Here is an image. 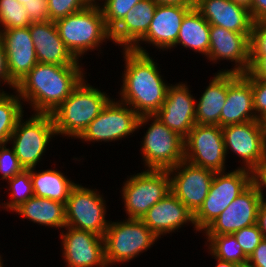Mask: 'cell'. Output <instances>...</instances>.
<instances>
[{"label":"cell","mask_w":266,"mask_h":267,"mask_svg":"<svg viewBox=\"0 0 266 267\" xmlns=\"http://www.w3.org/2000/svg\"><path fill=\"white\" fill-rule=\"evenodd\" d=\"M81 65L37 63L16 86L35 113L52 114L85 78Z\"/></svg>","instance_id":"1"},{"label":"cell","mask_w":266,"mask_h":267,"mask_svg":"<svg viewBox=\"0 0 266 267\" xmlns=\"http://www.w3.org/2000/svg\"><path fill=\"white\" fill-rule=\"evenodd\" d=\"M125 70L120 91L121 102L139 116L154 115L164 103L169 86L149 53L123 49Z\"/></svg>","instance_id":"2"},{"label":"cell","mask_w":266,"mask_h":267,"mask_svg":"<svg viewBox=\"0 0 266 267\" xmlns=\"http://www.w3.org/2000/svg\"><path fill=\"white\" fill-rule=\"evenodd\" d=\"M110 99L106 92H101L83 79L51 114L57 136L79 138Z\"/></svg>","instance_id":"3"},{"label":"cell","mask_w":266,"mask_h":267,"mask_svg":"<svg viewBox=\"0 0 266 267\" xmlns=\"http://www.w3.org/2000/svg\"><path fill=\"white\" fill-rule=\"evenodd\" d=\"M55 24L63 43L78 61L88 50H96L106 39H111L98 2L56 20Z\"/></svg>","instance_id":"4"},{"label":"cell","mask_w":266,"mask_h":267,"mask_svg":"<svg viewBox=\"0 0 266 267\" xmlns=\"http://www.w3.org/2000/svg\"><path fill=\"white\" fill-rule=\"evenodd\" d=\"M153 120L142 140L141 154L148 169L168 170L184 160V138L154 115H142L137 129Z\"/></svg>","instance_id":"5"},{"label":"cell","mask_w":266,"mask_h":267,"mask_svg":"<svg viewBox=\"0 0 266 267\" xmlns=\"http://www.w3.org/2000/svg\"><path fill=\"white\" fill-rule=\"evenodd\" d=\"M105 261L107 266L129 262L147 251L159 238L141 219L109 222L104 235Z\"/></svg>","instance_id":"6"},{"label":"cell","mask_w":266,"mask_h":267,"mask_svg":"<svg viewBox=\"0 0 266 267\" xmlns=\"http://www.w3.org/2000/svg\"><path fill=\"white\" fill-rule=\"evenodd\" d=\"M215 172L203 205L194 214V227L204 231L224 209L252 183V171L237 167L233 171Z\"/></svg>","instance_id":"7"},{"label":"cell","mask_w":266,"mask_h":267,"mask_svg":"<svg viewBox=\"0 0 266 267\" xmlns=\"http://www.w3.org/2000/svg\"><path fill=\"white\" fill-rule=\"evenodd\" d=\"M22 120L23 116L18 120L9 143H13L20 165L28 170L36 167L45 155L49 141L57 134L51 114L34 113L28 120Z\"/></svg>","instance_id":"8"},{"label":"cell","mask_w":266,"mask_h":267,"mask_svg":"<svg viewBox=\"0 0 266 267\" xmlns=\"http://www.w3.org/2000/svg\"><path fill=\"white\" fill-rule=\"evenodd\" d=\"M171 192L168 170L147 169L124 182L122 197L128 219H141L157 202Z\"/></svg>","instance_id":"9"},{"label":"cell","mask_w":266,"mask_h":267,"mask_svg":"<svg viewBox=\"0 0 266 267\" xmlns=\"http://www.w3.org/2000/svg\"><path fill=\"white\" fill-rule=\"evenodd\" d=\"M106 201L97 189L76 184L65 204L66 226L104 237L109 222L105 219Z\"/></svg>","instance_id":"10"},{"label":"cell","mask_w":266,"mask_h":267,"mask_svg":"<svg viewBox=\"0 0 266 267\" xmlns=\"http://www.w3.org/2000/svg\"><path fill=\"white\" fill-rule=\"evenodd\" d=\"M226 151L222 128L195 124L184 138V160L215 172L225 171Z\"/></svg>","instance_id":"11"},{"label":"cell","mask_w":266,"mask_h":267,"mask_svg":"<svg viewBox=\"0 0 266 267\" xmlns=\"http://www.w3.org/2000/svg\"><path fill=\"white\" fill-rule=\"evenodd\" d=\"M139 118L140 116L129 105L110 99L79 139L86 142L120 140L137 130Z\"/></svg>","instance_id":"12"},{"label":"cell","mask_w":266,"mask_h":267,"mask_svg":"<svg viewBox=\"0 0 266 267\" xmlns=\"http://www.w3.org/2000/svg\"><path fill=\"white\" fill-rule=\"evenodd\" d=\"M168 172L171 179V192L195 214L208 195L215 171L183 160L168 169Z\"/></svg>","instance_id":"13"},{"label":"cell","mask_w":266,"mask_h":267,"mask_svg":"<svg viewBox=\"0 0 266 267\" xmlns=\"http://www.w3.org/2000/svg\"><path fill=\"white\" fill-rule=\"evenodd\" d=\"M225 151L231 149L243 161L241 168L252 171L266 157V139L258 120L222 127Z\"/></svg>","instance_id":"14"},{"label":"cell","mask_w":266,"mask_h":267,"mask_svg":"<svg viewBox=\"0 0 266 267\" xmlns=\"http://www.w3.org/2000/svg\"><path fill=\"white\" fill-rule=\"evenodd\" d=\"M262 201L256 186L251 183L204 230L205 235L233 234L244 227L256 224Z\"/></svg>","instance_id":"15"},{"label":"cell","mask_w":266,"mask_h":267,"mask_svg":"<svg viewBox=\"0 0 266 267\" xmlns=\"http://www.w3.org/2000/svg\"><path fill=\"white\" fill-rule=\"evenodd\" d=\"M61 232L63 257L68 267H108L104 238L86 230L65 226Z\"/></svg>","instance_id":"16"},{"label":"cell","mask_w":266,"mask_h":267,"mask_svg":"<svg viewBox=\"0 0 266 267\" xmlns=\"http://www.w3.org/2000/svg\"><path fill=\"white\" fill-rule=\"evenodd\" d=\"M251 33H237L220 26L210 25L208 60L235 62L234 68L223 70L237 74L247 73L250 65Z\"/></svg>","instance_id":"17"},{"label":"cell","mask_w":266,"mask_h":267,"mask_svg":"<svg viewBox=\"0 0 266 267\" xmlns=\"http://www.w3.org/2000/svg\"><path fill=\"white\" fill-rule=\"evenodd\" d=\"M196 100L188 86L179 82L169 85L162 107L154 116L169 129L185 138L196 124Z\"/></svg>","instance_id":"18"},{"label":"cell","mask_w":266,"mask_h":267,"mask_svg":"<svg viewBox=\"0 0 266 267\" xmlns=\"http://www.w3.org/2000/svg\"><path fill=\"white\" fill-rule=\"evenodd\" d=\"M193 7L158 4L147 34L132 50L148 54L140 45L141 42L152 44L162 50L171 49L176 44L183 18Z\"/></svg>","instance_id":"19"},{"label":"cell","mask_w":266,"mask_h":267,"mask_svg":"<svg viewBox=\"0 0 266 267\" xmlns=\"http://www.w3.org/2000/svg\"><path fill=\"white\" fill-rule=\"evenodd\" d=\"M257 120L253 106L251 78L227 72V98L220 114V127Z\"/></svg>","instance_id":"20"},{"label":"cell","mask_w":266,"mask_h":267,"mask_svg":"<svg viewBox=\"0 0 266 267\" xmlns=\"http://www.w3.org/2000/svg\"><path fill=\"white\" fill-rule=\"evenodd\" d=\"M0 40L5 47L9 75L18 84L38 63L30 29L1 30Z\"/></svg>","instance_id":"21"},{"label":"cell","mask_w":266,"mask_h":267,"mask_svg":"<svg viewBox=\"0 0 266 267\" xmlns=\"http://www.w3.org/2000/svg\"><path fill=\"white\" fill-rule=\"evenodd\" d=\"M195 9L214 26L237 33H251L253 19L249 9L232 0H196Z\"/></svg>","instance_id":"22"},{"label":"cell","mask_w":266,"mask_h":267,"mask_svg":"<svg viewBox=\"0 0 266 267\" xmlns=\"http://www.w3.org/2000/svg\"><path fill=\"white\" fill-rule=\"evenodd\" d=\"M141 220L158 238H161V235L175 232L188 222L194 225V214L170 192L155 203Z\"/></svg>","instance_id":"23"},{"label":"cell","mask_w":266,"mask_h":267,"mask_svg":"<svg viewBox=\"0 0 266 267\" xmlns=\"http://www.w3.org/2000/svg\"><path fill=\"white\" fill-rule=\"evenodd\" d=\"M29 29L39 63L79 65L78 60L60 38L54 21L32 23Z\"/></svg>","instance_id":"24"},{"label":"cell","mask_w":266,"mask_h":267,"mask_svg":"<svg viewBox=\"0 0 266 267\" xmlns=\"http://www.w3.org/2000/svg\"><path fill=\"white\" fill-rule=\"evenodd\" d=\"M157 5L154 0L139 1L110 31V40L123 49H132L147 34Z\"/></svg>","instance_id":"25"},{"label":"cell","mask_w":266,"mask_h":267,"mask_svg":"<svg viewBox=\"0 0 266 267\" xmlns=\"http://www.w3.org/2000/svg\"><path fill=\"white\" fill-rule=\"evenodd\" d=\"M196 101L195 121L198 125L220 126V114L227 98V72L219 70Z\"/></svg>","instance_id":"26"},{"label":"cell","mask_w":266,"mask_h":267,"mask_svg":"<svg viewBox=\"0 0 266 267\" xmlns=\"http://www.w3.org/2000/svg\"><path fill=\"white\" fill-rule=\"evenodd\" d=\"M14 212L39 225L58 229L66 226L65 204L59 201L33 196Z\"/></svg>","instance_id":"27"},{"label":"cell","mask_w":266,"mask_h":267,"mask_svg":"<svg viewBox=\"0 0 266 267\" xmlns=\"http://www.w3.org/2000/svg\"><path fill=\"white\" fill-rule=\"evenodd\" d=\"M209 34L210 24L193 7L183 18L176 44L172 48L180 44L194 52L203 53L207 57L210 44Z\"/></svg>","instance_id":"28"},{"label":"cell","mask_w":266,"mask_h":267,"mask_svg":"<svg viewBox=\"0 0 266 267\" xmlns=\"http://www.w3.org/2000/svg\"><path fill=\"white\" fill-rule=\"evenodd\" d=\"M35 169H28L30 171L34 196L66 204L71 190L77 183L67 179L60 171L47 169L36 172L34 171Z\"/></svg>","instance_id":"29"},{"label":"cell","mask_w":266,"mask_h":267,"mask_svg":"<svg viewBox=\"0 0 266 267\" xmlns=\"http://www.w3.org/2000/svg\"><path fill=\"white\" fill-rule=\"evenodd\" d=\"M15 93L10 95L0 90V145L9 143L18 120L24 115L21 98Z\"/></svg>","instance_id":"30"},{"label":"cell","mask_w":266,"mask_h":267,"mask_svg":"<svg viewBox=\"0 0 266 267\" xmlns=\"http://www.w3.org/2000/svg\"><path fill=\"white\" fill-rule=\"evenodd\" d=\"M206 238L212 257L239 265L247 264L248 257L244 254L241 245L233 234L206 235Z\"/></svg>","instance_id":"31"},{"label":"cell","mask_w":266,"mask_h":267,"mask_svg":"<svg viewBox=\"0 0 266 267\" xmlns=\"http://www.w3.org/2000/svg\"><path fill=\"white\" fill-rule=\"evenodd\" d=\"M10 201L4 202L1 205L6 210L12 212L21 204L25 203L28 199L34 196L33 185L29 170H23L20 174L15 175L9 179Z\"/></svg>","instance_id":"32"},{"label":"cell","mask_w":266,"mask_h":267,"mask_svg":"<svg viewBox=\"0 0 266 267\" xmlns=\"http://www.w3.org/2000/svg\"><path fill=\"white\" fill-rule=\"evenodd\" d=\"M1 30L25 28L32 24L25 7L17 0H0Z\"/></svg>","instance_id":"33"},{"label":"cell","mask_w":266,"mask_h":267,"mask_svg":"<svg viewBox=\"0 0 266 267\" xmlns=\"http://www.w3.org/2000/svg\"><path fill=\"white\" fill-rule=\"evenodd\" d=\"M139 1L141 0H105L103 5L99 4L106 27L111 31Z\"/></svg>","instance_id":"34"},{"label":"cell","mask_w":266,"mask_h":267,"mask_svg":"<svg viewBox=\"0 0 266 267\" xmlns=\"http://www.w3.org/2000/svg\"><path fill=\"white\" fill-rule=\"evenodd\" d=\"M92 3L93 0H48L49 18L55 22L85 9Z\"/></svg>","instance_id":"35"},{"label":"cell","mask_w":266,"mask_h":267,"mask_svg":"<svg viewBox=\"0 0 266 267\" xmlns=\"http://www.w3.org/2000/svg\"><path fill=\"white\" fill-rule=\"evenodd\" d=\"M233 235L247 257L254 252L255 248L263 240V234L257 224L244 227L233 233Z\"/></svg>","instance_id":"36"},{"label":"cell","mask_w":266,"mask_h":267,"mask_svg":"<svg viewBox=\"0 0 266 267\" xmlns=\"http://www.w3.org/2000/svg\"><path fill=\"white\" fill-rule=\"evenodd\" d=\"M7 144L0 145V172L1 179L7 181L15 175L20 174L24 168L20 165L14 149L6 148Z\"/></svg>","instance_id":"37"},{"label":"cell","mask_w":266,"mask_h":267,"mask_svg":"<svg viewBox=\"0 0 266 267\" xmlns=\"http://www.w3.org/2000/svg\"><path fill=\"white\" fill-rule=\"evenodd\" d=\"M250 56H266V21L253 23L250 36Z\"/></svg>","instance_id":"38"},{"label":"cell","mask_w":266,"mask_h":267,"mask_svg":"<svg viewBox=\"0 0 266 267\" xmlns=\"http://www.w3.org/2000/svg\"><path fill=\"white\" fill-rule=\"evenodd\" d=\"M28 12L32 23L49 21L48 0H28L22 4Z\"/></svg>","instance_id":"39"},{"label":"cell","mask_w":266,"mask_h":267,"mask_svg":"<svg viewBox=\"0 0 266 267\" xmlns=\"http://www.w3.org/2000/svg\"><path fill=\"white\" fill-rule=\"evenodd\" d=\"M253 106L258 118L266 112V79H251Z\"/></svg>","instance_id":"40"},{"label":"cell","mask_w":266,"mask_h":267,"mask_svg":"<svg viewBox=\"0 0 266 267\" xmlns=\"http://www.w3.org/2000/svg\"><path fill=\"white\" fill-rule=\"evenodd\" d=\"M251 79H266V56H250L249 70Z\"/></svg>","instance_id":"41"},{"label":"cell","mask_w":266,"mask_h":267,"mask_svg":"<svg viewBox=\"0 0 266 267\" xmlns=\"http://www.w3.org/2000/svg\"><path fill=\"white\" fill-rule=\"evenodd\" d=\"M252 183L256 186L262 200L266 201L262 189L266 188V157L252 170Z\"/></svg>","instance_id":"42"},{"label":"cell","mask_w":266,"mask_h":267,"mask_svg":"<svg viewBox=\"0 0 266 267\" xmlns=\"http://www.w3.org/2000/svg\"><path fill=\"white\" fill-rule=\"evenodd\" d=\"M249 265L253 267H266V239L260 242L254 252L248 257Z\"/></svg>","instance_id":"43"},{"label":"cell","mask_w":266,"mask_h":267,"mask_svg":"<svg viewBox=\"0 0 266 267\" xmlns=\"http://www.w3.org/2000/svg\"><path fill=\"white\" fill-rule=\"evenodd\" d=\"M4 82L9 85L10 88L16 90L17 84L11 79L7 68V57L3 42L0 40V83Z\"/></svg>","instance_id":"44"},{"label":"cell","mask_w":266,"mask_h":267,"mask_svg":"<svg viewBox=\"0 0 266 267\" xmlns=\"http://www.w3.org/2000/svg\"><path fill=\"white\" fill-rule=\"evenodd\" d=\"M249 11L254 22L266 21V0H253Z\"/></svg>","instance_id":"45"},{"label":"cell","mask_w":266,"mask_h":267,"mask_svg":"<svg viewBox=\"0 0 266 267\" xmlns=\"http://www.w3.org/2000/svg\"><path fill=\"white\" fill-rule=\"evenodd\" d=\"M263 234V238L266 239V201H262L258 213L256 223Z\"/></svg>","instance_id":"46"},{"label":"cell","mask_w":266,"mask_h":267,"mask_svg":"<svg viewBox=\"0 0 266 267\" xmlns=\"http://www.w3.org/2000/svg\"><path fill=\"white\" fill-rule=\"evenodd\" d=\"M157 4L177 5V6H194L193 0H154Z\"/></svg>","instance_id":"47"},{"label":"cell","mask_w":266,"mask_h":267,"mask_svg":"<svg viewBox=\"0 0 266 267\" xmlns=\"http://www.w3.org/2000/svg\"><path fill=\"white\" fill-rule=\"evenodd\" d=\"M216 259V266L215 267H241V265L234 263V262H229V261H224V260H220L218 258H214Z\"/></svg>","instance_id":"48"},{"label":"cell","mask_w":266,"mask_h":267,"mask_svg":"<svg viewBox=\"0 0 266 267\" xmlns=\"http://www.w3.org/2000/svg\"><path fill=\"white\" fill-rule=\"evenodd\" d=\"M258 122L260 125L261 130L263 131L264 137L266 139V112L263 113L259 118Z\"/></svg>","instance_id":"49"},{"label":"cell","mask_w":266,"mask_h":267,"mask_svg":"<svg viewBox=\"0 0 266 267\" xmlns=\"http://www.w3.org/2000/svg\"><path fill=\"white\" fill-rule=\"evenodd\" d=\"M232 1L235 2L236 4L246 7L247 9H250L253 0H232Z\"/></svg>","instance_id":"50"},{"label":"cell","mask_w":266,"mask_h":267,"mask_svg":"<svg viewBox=\"0 0 266 267\" xmlns=\"http://www.w3.org/2000/svg\"><path fill=\"white\" fill-rule=\"evenodd\" d=\"M241 267H253V266H251V265H249V264L247 263V264L241 265Z\"/></svg>","instance_id":"51"},{"label":"cell","mask_w":266,"mask_h":267,"mask_svg":"<svg viewBox=\"0 0 266 267\" xmlns=\"http://www.w3.org/2000/svg\"><path fill=\"white\" fill-rule=\"evenodd\" d=\"M20 4H23L24 2L28 1V0H17Z\"/></svg>","instance_id":"52"},{"label":"cell","mask_w":266,"mask_h":267,"mask_svg":"<svg viewBox=\"0 0 266 267\" xmlns=\"http://www.w3.org/2000/svg\"><path fill=\"white\" fill-rule=\"evenodd\" d=\"M1 258H2V257H1V255H0V267H3V261H2Z\"/></svg>","instance_id":"53"}]
</instances>
